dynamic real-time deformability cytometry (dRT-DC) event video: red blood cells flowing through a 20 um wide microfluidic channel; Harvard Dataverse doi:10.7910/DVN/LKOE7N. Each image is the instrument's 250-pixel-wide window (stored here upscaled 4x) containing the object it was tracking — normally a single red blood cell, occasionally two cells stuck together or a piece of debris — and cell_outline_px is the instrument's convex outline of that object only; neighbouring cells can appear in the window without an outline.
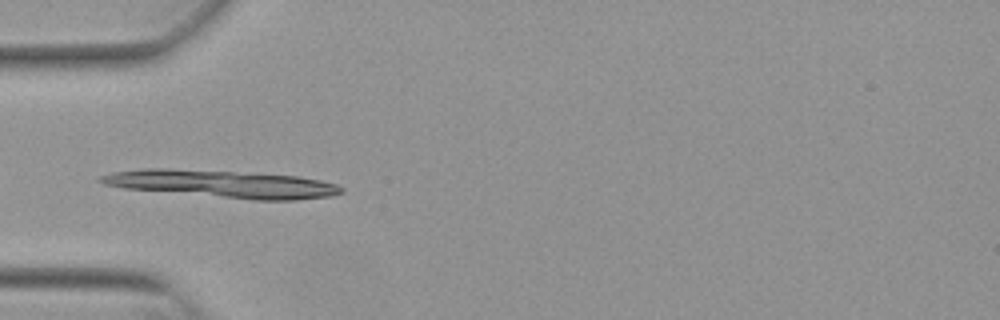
{"species": "Egyptian fruit bat (a non-hibernating species)", "species_latin": "Rousettus aegyptiacus", "temperature_condition": "warm", "stored_images_in_passage": 37, "camera_frame_rate_fps": 3000, "um_per_image_px": 0.085, "animal": {"sex": "female"}, "frame": {"image": 1, "passage_image": 1, "time_ms": 0.0, "image_size_px": [1000, 320], "cell_outline_px": [[344, 192], [332, 196], [296, 200], [252, 200], [124, 188], [104, 184], [96, 180], [100, 176], [112, 172], [140, 168], [168, 168], [296, 176], [320, 180], [336, 184], [344, 188]], "centroid_in_image_um": [18.88, 15.64], "position_along_channel_um": 66.1, "area_um2": 38.38}}
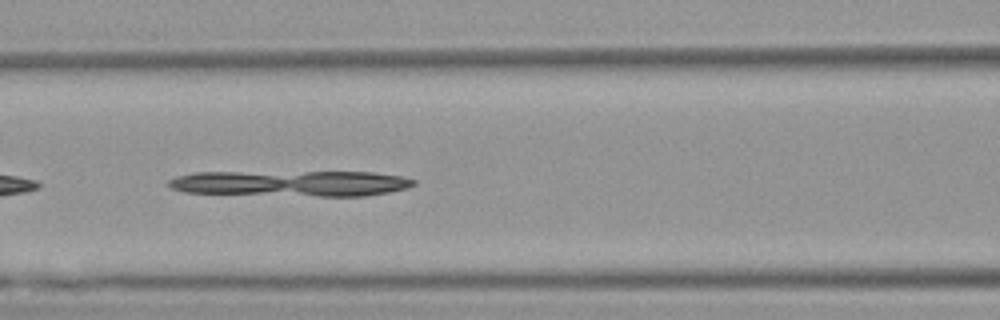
{"frame": {"image": 2, "passage_image": 7, "time_ms": 2.0, "image_size_px": [1000, 320], "cell_outline_px": [[416, 184], [408, 188], [388, 192], [364, 196], [320, 196], [184, 192], [172, 188], [168, 184], [168, 180], [176, 176], [196, 172], [372, 172], [400, 176], [416, 180]], "centroid_in_image_um": [24.77, 15.58], "position_along_channel_um": 141.8, "area_um2": 36.7}}
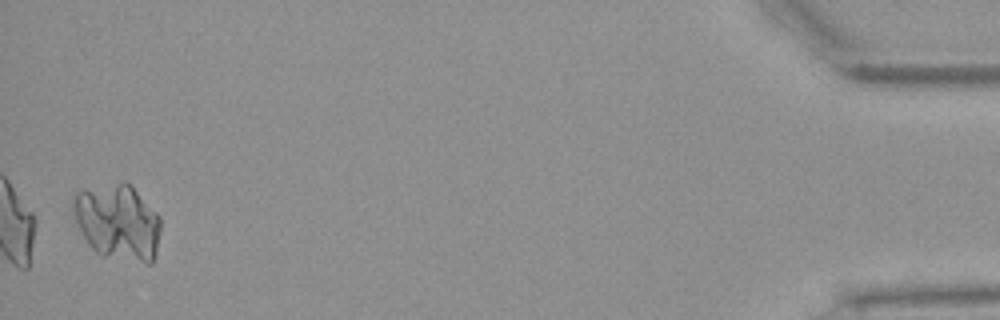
{"frame": {"image": 3, "passage_image": 36, "time_ms": 11.667, "image_size_px": [1000, 320], "cell_outline_px": [[160, 228], [156, 252], [152, 264], [148, 264], [100, 256], [88, 244], [76, 220], [72, 204], [72, 192], [124, 180], [160, 216]], "centroid_in_image_um": [10.0, 18.89], "position_along_channel_um": 425.2, "area_um2": 38.73}}